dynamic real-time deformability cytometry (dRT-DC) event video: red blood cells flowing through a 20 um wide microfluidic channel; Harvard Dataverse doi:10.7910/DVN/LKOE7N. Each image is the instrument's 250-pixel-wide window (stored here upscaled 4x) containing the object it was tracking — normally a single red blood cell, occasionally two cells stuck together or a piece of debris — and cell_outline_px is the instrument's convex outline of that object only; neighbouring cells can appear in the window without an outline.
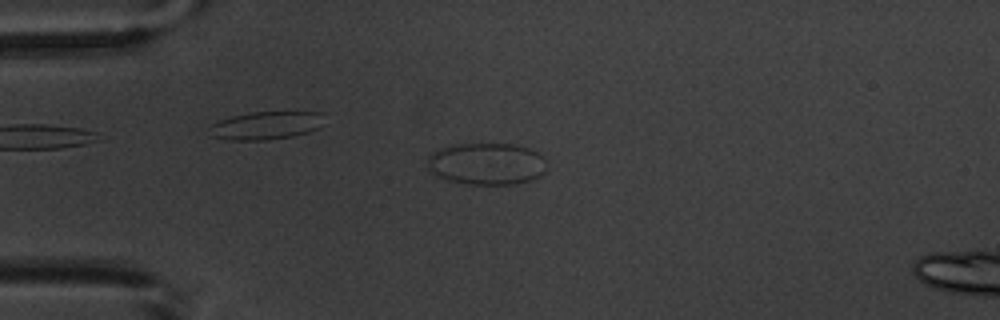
{"species": "common noctule bat (a hibernating species)", "species_latin": "Nyctalus noctula", "temperature_condition": "warm", "stored_images_in_passage": 4, "camera_frame_rate_fps": 3000, "um_per_image_px": 0.085, "animal": {"sex": "male", "body_mass_g": 20.1, "forearm_length_mm": 53.5}, "frame": {"image": 1, "passage_image": 4, "time_ms": 4.333, "image_size_px": [1000, 320], "cell_outline_px": [[548, 168], [540, 176], [528, 180], [512, 184], [468, 184], [452, 180], [440, 176], [432, 172], [428, 168], [428, 156], [432, 152], [440, 148], [452, 144], [512, 144], [528, 148], [536, 152], [544, 160]], "centroid_in_image_um": [41.36, 13.91], "position_along_channel_um": 43.6, "area_um2": 28.84}}